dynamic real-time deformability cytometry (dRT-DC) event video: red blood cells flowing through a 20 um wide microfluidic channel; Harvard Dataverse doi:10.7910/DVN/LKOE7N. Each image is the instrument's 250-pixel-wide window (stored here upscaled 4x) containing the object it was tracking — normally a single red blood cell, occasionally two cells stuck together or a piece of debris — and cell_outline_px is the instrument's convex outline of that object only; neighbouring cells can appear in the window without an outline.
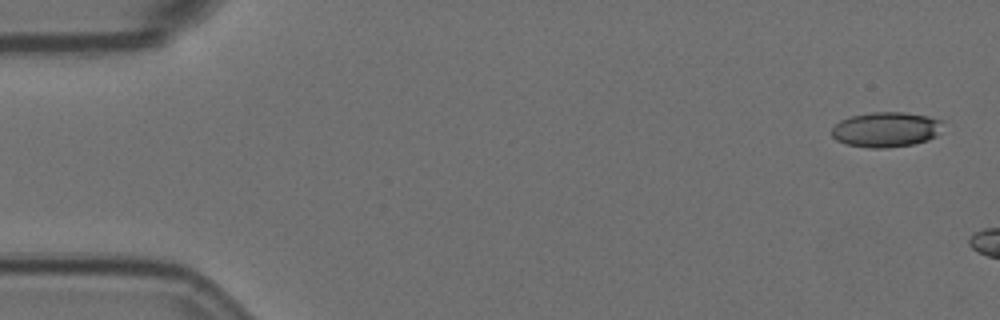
{"species": "Egyptian fruit bat (a non-hibernating species)", "species_latin": "Rousettus aegyptiacus", "temperature_condition": "room temperature", "stored_images_in_passage": 3, "camera_frame_rate_fps": 3000, "um_per_image_px": 0.085, "animal": {"sex": "female"}, "frame": {"image": 1, "passage_image": 1, "time_ms": 0.0, "image_size_px": [1000, 320], "cell_outline_px": [[944, 120], [940, 132], [936, 136], [928, 140], [912, 144], [884, 148], [872, 148], [848, 144], [836, 140], [832, 136], [832, 128], [840, 120], [852, 116], [872, 112], [904, 112], [928, 116]], "centroid_in_image_um": [75.35, 11.0], "position_along_channel_um": 9.7, "area_um2": 22.72}}